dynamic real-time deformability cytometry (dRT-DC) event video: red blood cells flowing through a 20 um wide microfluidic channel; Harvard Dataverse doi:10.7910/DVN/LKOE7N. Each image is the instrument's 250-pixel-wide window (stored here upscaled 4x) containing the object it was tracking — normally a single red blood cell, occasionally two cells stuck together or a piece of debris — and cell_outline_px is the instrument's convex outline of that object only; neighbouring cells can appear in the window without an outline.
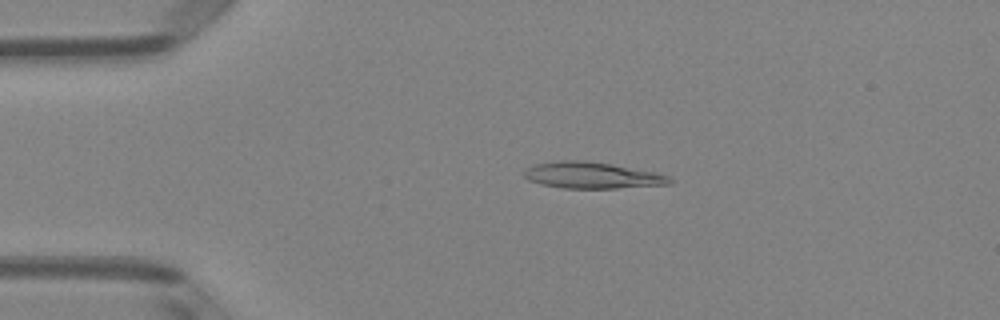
{"species": "Egyptian fruit bat (a non-hibernating species)", "species_latin": "Rousettus aegyptiacus", "temperature_condition": "room temperature", "stored_images_in_passage": 49, "camera_frame_rate_fps": 3000, "um_per_image_px": 0.085, "animal": {"sex": "female"}, "frame": {"image": 1, "passage_image": 10, "time_ms": 3.0, "image_size_px": [1000, 320], "cell_outline_px": [[672, 184], [616, 188], [564, 188], [540, 184], [528, 180], [524, 176], [524, 168], [532, 164], [560, 160], [584, 160], [612, 164], [656, 172], [668, 176], [672, 180]], "centroid_in_image_um": [50.29, 14.89], "position_along_channel_um": 34.7, "area_um2": 22.54}}
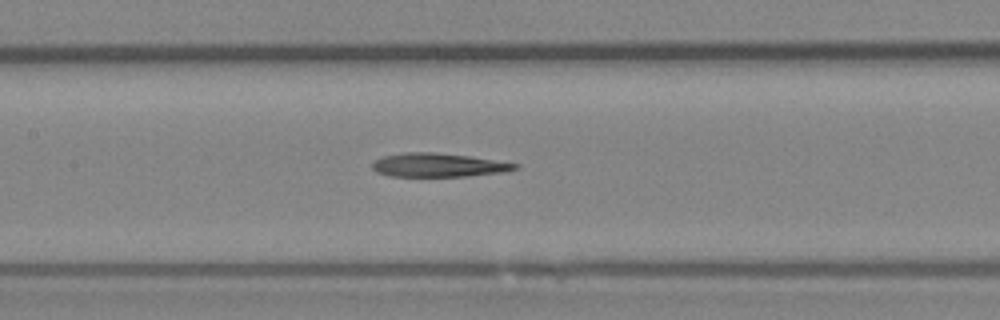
{"frame": {"image": 2, "passage_image": 23, "time_ms": 7.333, "image_size_px": [1000, 320], "cell_outline_px": [[520, 168], [504, 172], [464, 176], [388, 176], [376, 172], [372, 168], [372, 164], [376, 160], [384, 156], [404, 152], [432, 152], [468, 156], [520, 164]], "centroid_in_image_um": [37.26, 14.03], "position_along_channel_um": 170.1, "area_um2": 19.59}}
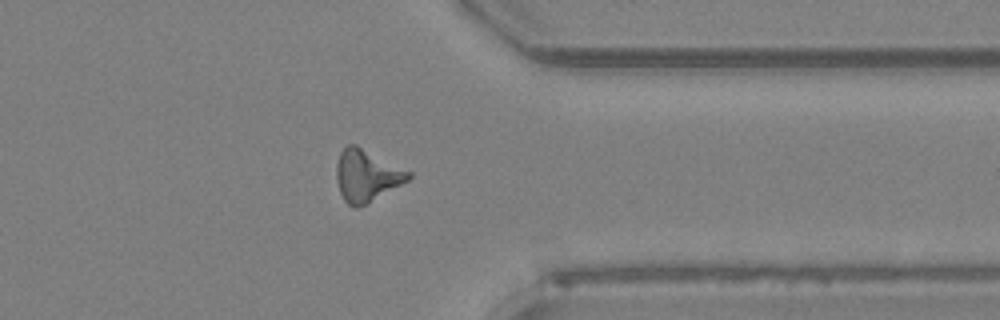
{"frame": {"image": 3, "passage_image": 39, "time_ms": 12.667, "image_size_px": [1000, 320], "cell_outline_px": [[412, 176], [408, 180], [364, 204], [356, 208], [348, 204], [344, 200], [340, 192], [336, 180], [336, 164], [340, 152], [348, 144], [356, 144], [412, 172]], "centroid_in_image_um": [31.14, 14.89], "position_along_channel_um": 380.3, "area_um2": 21.5}}